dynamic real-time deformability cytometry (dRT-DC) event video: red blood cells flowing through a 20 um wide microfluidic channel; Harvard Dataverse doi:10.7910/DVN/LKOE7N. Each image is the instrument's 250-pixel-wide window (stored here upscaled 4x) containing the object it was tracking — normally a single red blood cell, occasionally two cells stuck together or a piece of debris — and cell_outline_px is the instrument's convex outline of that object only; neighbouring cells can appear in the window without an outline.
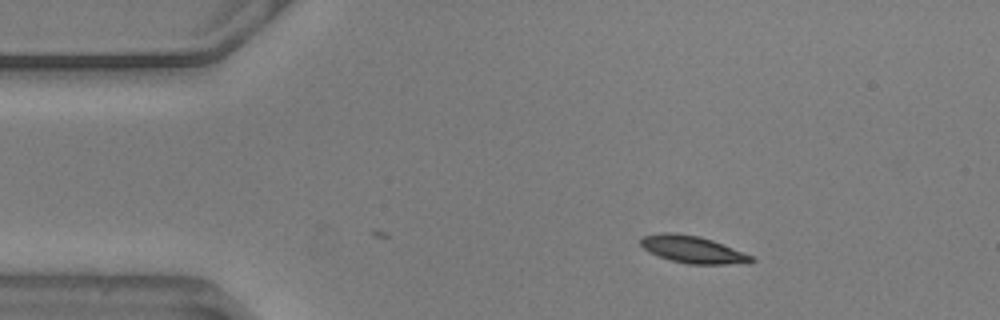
{"species": "common noctule bat (a hibernating species)", "species_latin": "Nyctalus noctula", "temperature_condition": "warm", "stored_images_in_passage": 4, "camera_frame_rate_fps": 3000, "um_per_image_px": 0.085, "animal": {"sex": "male", "body_mass_g": 20.5, "forearm_length_mm": 52.5}, "frame": {"image": 1, "passage_image": 4, "time_ms": 1.0, "image_size_px": [1000, 320], "cell_outline_px": [[756, 260], [728, 264], [688, 264], [672, 260], [648, 252], [640, 244], [640, 240], [644, 236], [660, 232], [672, 232], [700, 236], [712, 240], [752, 256]], "centroid_in_image_um": [58.81, 21.19], "position_along_channel_um": 26.2, "area_um2": 17.17}}